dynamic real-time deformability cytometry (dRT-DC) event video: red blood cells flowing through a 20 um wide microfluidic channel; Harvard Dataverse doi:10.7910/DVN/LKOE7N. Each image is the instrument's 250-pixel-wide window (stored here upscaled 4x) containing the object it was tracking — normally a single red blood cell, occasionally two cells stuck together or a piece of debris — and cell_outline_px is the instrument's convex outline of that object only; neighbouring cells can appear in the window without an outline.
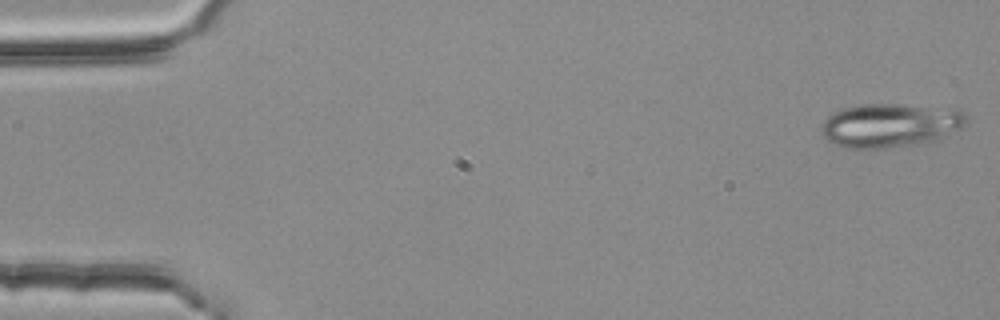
{"species": "common noctule bat (a hibernating species)", "species_latin": "Nyctalus noctula", "temperature_condition": "room temperature", "stored_images_in_passage": 3, "camera_frame_rate_fps": 3000, "um_per_image_px": 0.085, "animal": {"sex": "female", "body_mass_g": 25.1}, "frame": {"image": 1, "passage_image": 1, "time_ms": 0.0, "image_size_px": [1000, 320], "cell_outline_px": [[968, 124], [948, 136], [936, 140], [920, 144], [884, 148], [848, 148], [836, 144], [828, 140], [820, 132], [820, 124], [828, 116], [844, 108], [856, 104], [896, 104], [960, 108], [964, 112], [968, 120]], "centroid_in_image_um": [75.73, 10.64], "position_along_channel_um": 9.3, "area_um2": 37.69}}